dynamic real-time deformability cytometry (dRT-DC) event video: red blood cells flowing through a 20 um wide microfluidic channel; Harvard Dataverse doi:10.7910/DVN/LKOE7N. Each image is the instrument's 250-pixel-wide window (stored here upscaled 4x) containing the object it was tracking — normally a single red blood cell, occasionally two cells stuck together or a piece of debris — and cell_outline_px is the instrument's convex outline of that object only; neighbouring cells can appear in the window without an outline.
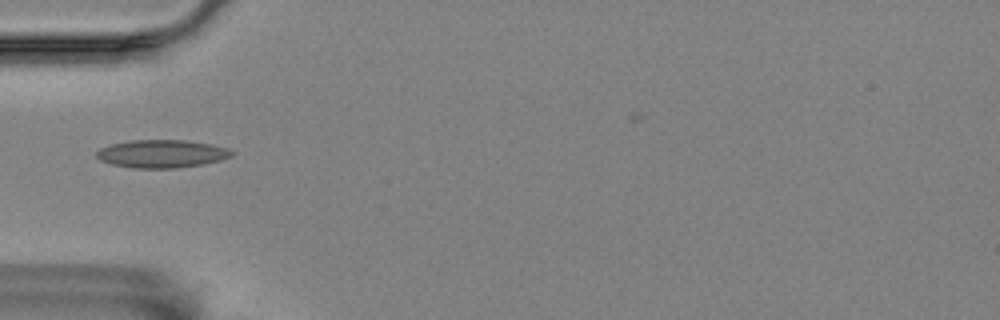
{"species": "Egyptian fruit bat (a non-hibernating species)", "species_latin": "Rousettus aegyptiacus", "temperature_condition": "room temperature", "stored_images_in_passage": 3, "camera_frame_rate_fps": 3000, "um_per_image_px": 0.085, "animal": {"sex": "female"}, "frame": {"image": 1, "passage_image": 1, "time_ms": 0.0, "image_size_px": [1000, 320], "cell_outline_px": [[236, 152], [232, 156], [220, 160], [204, 164], [176, 168], [132, 168], [112, 164], [100, 160], [96, 156], [96, 152], [100, 148], [112, 144], [132, 140], [184, 140], [212, 144], [228, 148]], "centroid_in_image_um": [13.78, 13.07], "position_along_channel_um": 71.2, "area_um2": 22.08}}
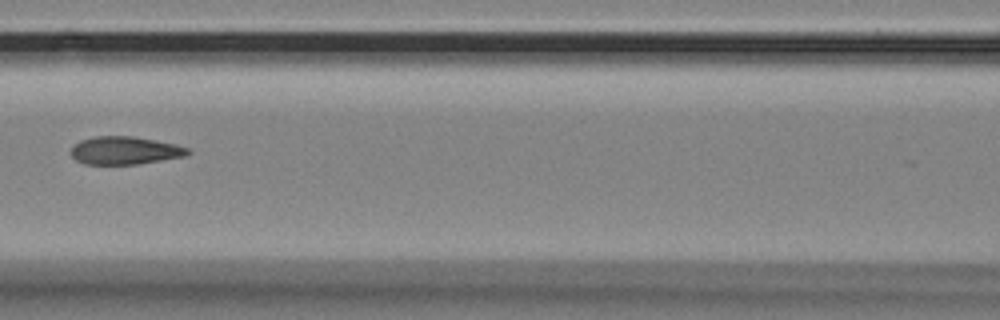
{"frame": {"image": 2, "passage_image": 3, "time_ms": 0.667, "image_size_px": [1000, 320], "cell_outline_px": [[192, 152], [184, 156], [136, 164], [84, 164], [76, 160], [72, 156], [72, 144], [80, 140], [96, 136], [132, 136], [156, 140], [176, 144], [188, 148]], "centroid_in_image_um": [10.6, 12.78], "position_along_channel_um": 156.0, "area_um2": 18.96}}